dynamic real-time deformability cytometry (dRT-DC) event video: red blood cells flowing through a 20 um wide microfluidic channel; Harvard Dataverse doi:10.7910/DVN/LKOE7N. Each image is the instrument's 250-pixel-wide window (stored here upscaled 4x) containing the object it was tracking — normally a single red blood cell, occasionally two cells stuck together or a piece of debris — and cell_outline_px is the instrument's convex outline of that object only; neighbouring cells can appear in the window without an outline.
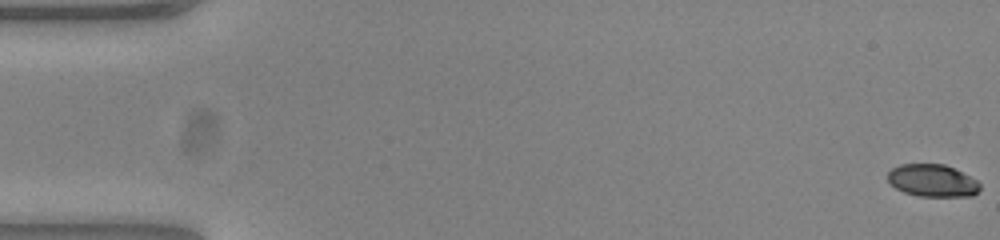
{"species": "common noctule bat (a hibernating species)", "species_latin": "Nyctalus noctula", "temperature_condition": "warm", "stored_images_in_passage": 48, "camera_frame_rate_fps": 3000, "um_per_image_px": 0.085, "animal": {"sex": "female", "body_mass_g": 23.0, "forearm_length_mm": 53.4}, "frame": {"image": 1, "passage_image": 1, "time_ms": 0.0, "image_size_px": [1000, 240], "cell_outline_px": [[980, 188], [972, 196], [920, 196], [904, 192], [896, 188], [888, 180], [888, 172], [892, 168], [900, 164], [944, 164], [976, 180], [980, 184]], "centroid_in_image_um": [79.23, 15.35], "position_along_channel_um": 5.8, "area_um2": 17.11}}
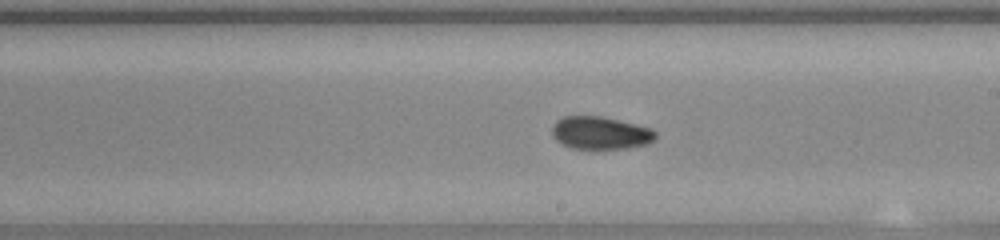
{"frame": {"image": 2, "passage_image": 31, "time_ms": 10.0, "image_size_px": [1000, 240], "cell_outline_px": [[656, 136], [648, 144], [628, 148], [592, 152], [572, 148], [556, 140], [552, 136], [552, 124], [556, 120], [564, 116], [600, 116], [652, 128], [656, 132]], "centroid_in_image_um": [51.01, 11.34], "position_along_channel_um": 238.0, "area_um2": 20.4}}
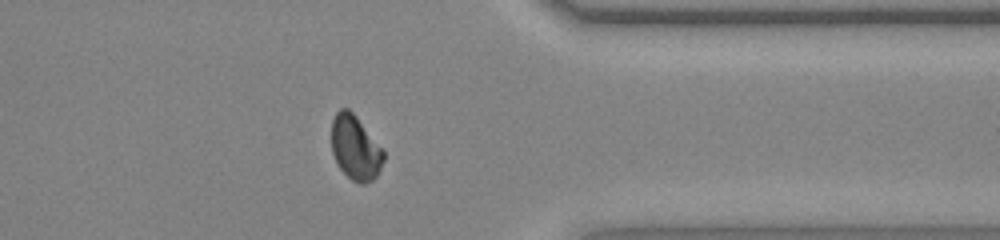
{"frame": {"image": 3, "passage_image": 43, "time_ms": 14.0, "image_size_px": [1000, 240], "cell_outline_px": [[384, 160], [376, 176], [372, 180], [364, 184], [360, 184], [352, 180], [340, 168], [332, 152], [332, 120], [336, 112], [340, 108], [348, 108], [356, 116], [384, 148]], "centroid_in_image_um": [30.22, 12.54], "position_along_channel_um": 381.2, "area_um2": 19.59}}